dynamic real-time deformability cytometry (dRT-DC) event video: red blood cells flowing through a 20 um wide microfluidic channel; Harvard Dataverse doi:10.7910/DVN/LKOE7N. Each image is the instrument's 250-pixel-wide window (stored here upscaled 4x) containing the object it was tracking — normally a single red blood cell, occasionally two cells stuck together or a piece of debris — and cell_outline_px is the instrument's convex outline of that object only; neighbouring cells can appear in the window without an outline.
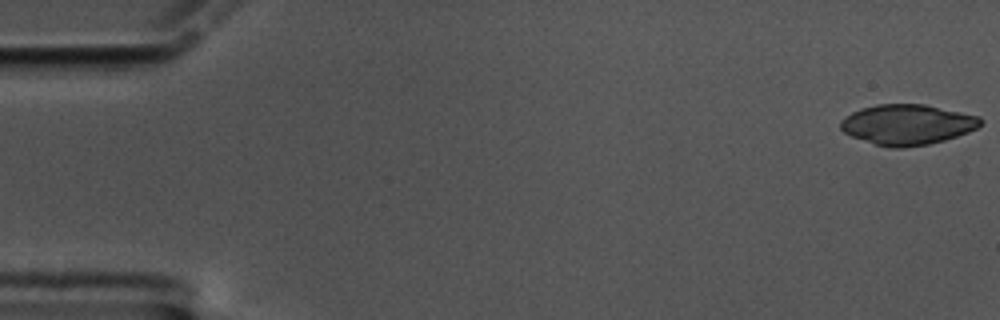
{"species": "common noctule bat (a hibernating species)", "species_latin": "Nyctalus noctula", "temperature_condition": "cold", "stored_images_in_passage": 13, "camera_frame_rate_fps": 3000, "um_per_image_px": 0.085, "animal": {"sex": "male", "body_mass_g": 17.5, "forearm_length_mm": 52.3}, "frame": {"image": 1, "passage_image": 1, "time_ms": 0.0, "image_size_px": [1000, 320], "cell_outline_px": [[984, 120], [976, 128], [968, 132], [944, 140], [928, 144], [904, 148], [888, 148], [852, 136], [844, 132], [840, 128], [840, 120], [844, 116], [860, 108], [876, 104], [924, 104], [980, 116]], "centroid_in_image_um": [77.11, 10.58], "position_along_channel_um": 7.9, "area_um2": 32.95}}